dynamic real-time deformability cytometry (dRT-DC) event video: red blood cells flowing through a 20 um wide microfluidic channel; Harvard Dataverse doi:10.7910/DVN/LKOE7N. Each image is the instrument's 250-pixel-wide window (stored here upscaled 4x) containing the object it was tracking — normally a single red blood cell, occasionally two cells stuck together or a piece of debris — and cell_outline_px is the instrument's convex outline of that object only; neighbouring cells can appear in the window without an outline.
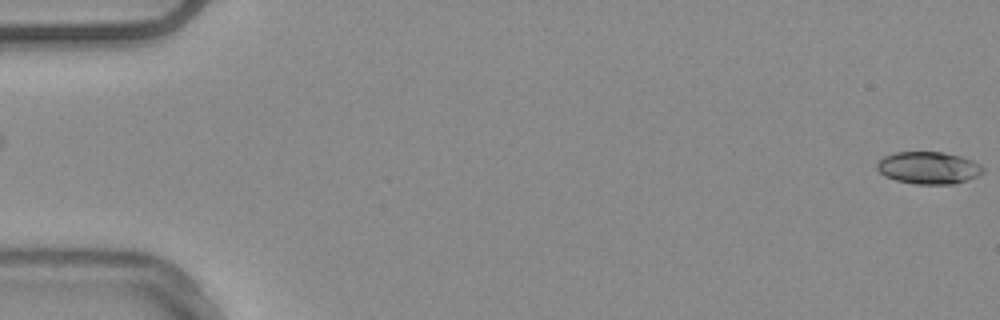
{"species": "common noctule bat (a hibernating species)", "species_latin": "Nyctalus noctula", "temperature_condition": "warm", "stored_images_in_passage": 55, "camera_frame_rate_fps": 3000, "um_per_image_px": 0.085, "animal": {"sex": "male", "body_mass_g": 20.4}, "frame": {"image": 1, "passage_image": 1, "time_ms": 0.0, "image_size_px": [1000, 320], "cell_outline_px": [[984, 172], [968, 180], [952, 184], [916, 184], [896, 180], [884, 176], [876, 168], [876, 164], [884, 156], [896, 152], [944, 152], [960, 156], [972, 160], [980, 164], [984, 168]], "centroid_in_image_um": [78.93, 14.26], "position_along_channel_um": 6.1, "area_um2": 19.94}}
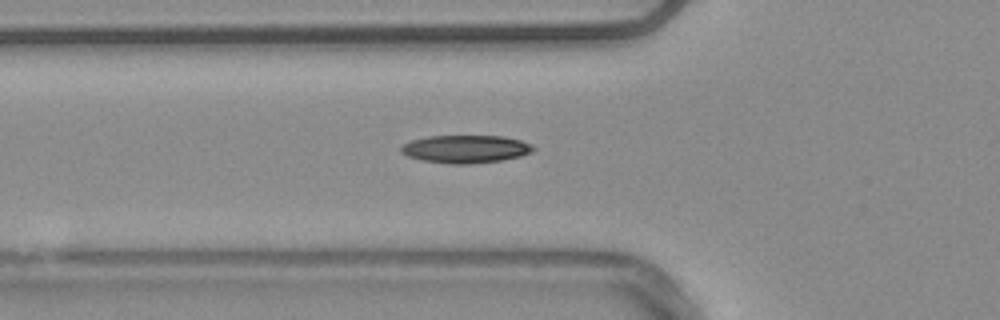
{"frame": {"image": 2, "passage_image": 20, "time_ms": 6.333, "image_size_px": [1000, 320], "cell_outline_px": [[536, 148], [532, 152], [520, 156], [500, 160], [468, 164], [448, 164], [420, 160], [408, 156], [400, 152], [400, 148], [404, 144], [412, 140], [428, 136], [504, 136], [520, 140], [532, 144]], "centroid_in_image_um": [39.57, 12.67], "position_along_channel_um": 86.2, "area_um2": 21.5}}
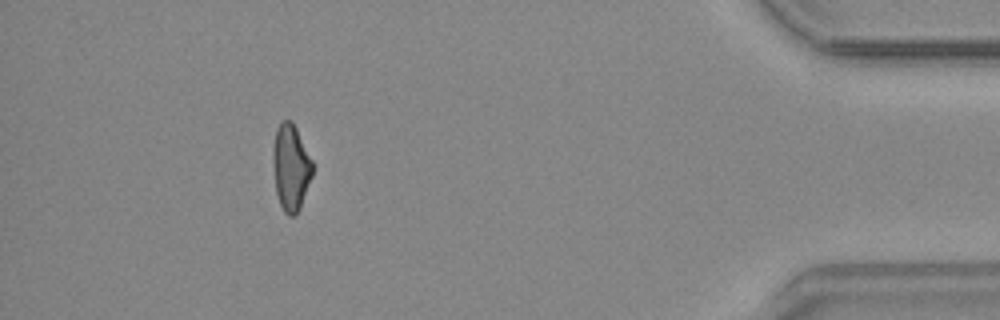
{"frame": {"image": 3, "passage_image": 50, "time_ms": 16.333, "image_size_px": [1000, 320], "cell_outline_px": [[312, 176], [300, 208], [296, 216], [288, 216], [284, 212], [280, 204], [276, 192], [272, 160], [272, 148], [276, 128], [284, 120], [292, 120], [312, 160]], "centroid_in_image_um": [24.7, 14.24], "position_along_channel_um": 410.5, "area_um2": 19.94}, "authors_computed_cell_mechanics": {"area_um2": 20.1144, "velocity_mm_per_s": 3.7847, "shape_relaxation_time_tau1_ms": 8.5301, "shape_relaxation_time_tau2_ms": null, "deformation_change_tau1": 0.1969, "deformation_change_tau2": null}}